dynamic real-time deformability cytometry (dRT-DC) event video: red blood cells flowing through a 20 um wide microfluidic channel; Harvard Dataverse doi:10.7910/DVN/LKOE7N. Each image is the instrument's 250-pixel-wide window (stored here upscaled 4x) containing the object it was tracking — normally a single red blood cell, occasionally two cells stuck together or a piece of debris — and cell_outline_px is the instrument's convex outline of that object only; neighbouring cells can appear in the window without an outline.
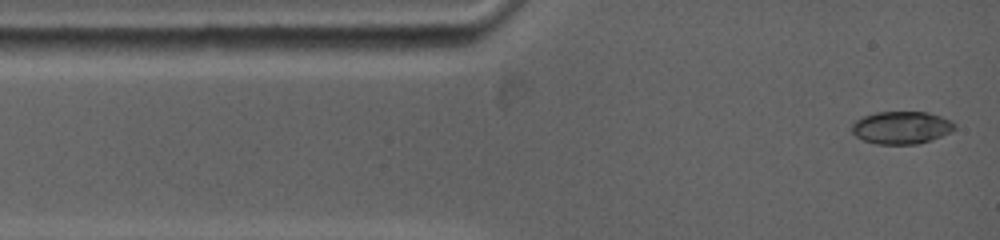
{"species": "common noctule bat (a hibernating species)", "species_latin": "Nyctalus noctula", "temperature_condition": "warm", "stored_images_in_passage": 35, "camera_frame_rate_fps": 5000, "um_per_image_px": 0.085, "animal": {"sex": "female", "body_mass_g": 19.0, "forearm_length_mm": 53.3}, "frame": {"image": 1, "passage_image": 1, "time_ms": 0.0, "image_size_px": [1000, 240], "cell_outline_px": [[956, 128], [940, 136], [916, 144], [876, 144], [864, 140], [856, 136], [852, 132], [852, 120], [876, 112], [928, 112], [952, 120], [956, 124]], "centroid_in_image_um": [76.59, 10.83], "position_along_channel_um": 8.4, "area_um2": 19.48}}
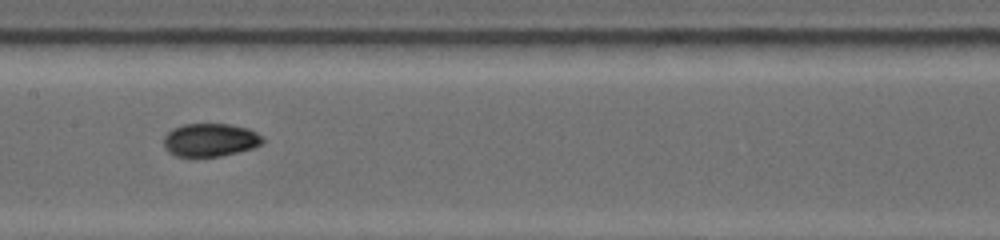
{"frame": {"image": 2, "passage_image": 14, "time_ms": 5.8, "image_size_px": [1000, 240], "cell_outline_px": [[264, 140], [260, 144], [252, 148], [220, 156], [176, 156], [164, 144], [164, 136], [172, 128], [184, 124], [228, 124], [248, 128], [256, 132]], "centroid_in_image_um": [17.87, 11.88], "position_along_channel_um": 189.5, "area_um2": 18.73}}
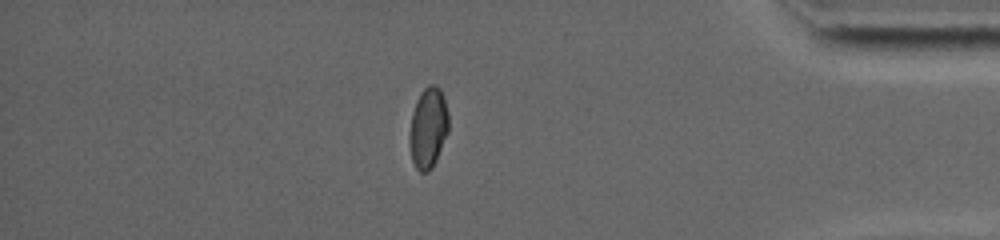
{"frame": {"image": 3, "passage_image": 28, "time_ms": 12.2, "image_size_px": [1000, 240], "cell_outline_px": [[448, 132], [436, 160], [432, 168], [428, 172], [420, 172], [416, 168], [412, 160], [408, 140], [408, 136], [412, 112], [416, 100], [420, 92], [428, 84], [436, 84], [440, 88], [444, 96], [448, 116]], "centroid_in_image_um": [36.38, 10.84], "position_along_channel_um": 398.8, "area_um2": 18.67}}